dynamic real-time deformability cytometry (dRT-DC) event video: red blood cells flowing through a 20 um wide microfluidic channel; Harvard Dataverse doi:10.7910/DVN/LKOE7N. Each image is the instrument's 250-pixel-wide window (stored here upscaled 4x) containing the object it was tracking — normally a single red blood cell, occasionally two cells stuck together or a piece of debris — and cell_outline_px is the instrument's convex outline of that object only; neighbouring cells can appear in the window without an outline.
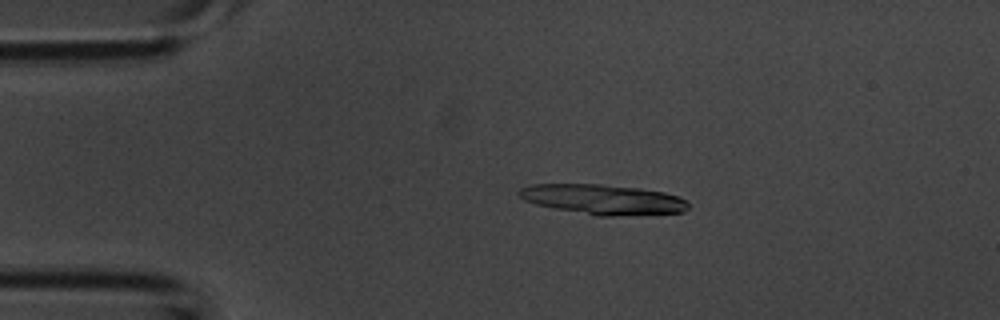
{"species": "common noctule bat (a hibernating species)", "species_latin": "Nyctalus noctula", "temperature_condition": "room temperature", "stored_images_in_passage": 41, "segment_of_instrument_passage": [1, 2], "camera_frame_rate_fps": 3000, "um_per_image_px": 0.085, "animal": {"sex": "male", "body_mass_g": 20.1, "forearm_length_mm": 53.5}, "frame": {"image": 1, "passage_image": 7, "time_ms": 2.0, "image_size_px": [1000, 320], "cell_outline_px": [[688, 208], [684, 212], [612, 216], [596, 216], [536, 204], [524, 200], [516, 192], [520, 188], [532, 184], [600, 184], [640, 188], [664, 192], [676, 196], [684, 200], [688, 204]], "centroid_in_image_um": [51.23, 16.94], "position_along_channel_um": 33.8, "area_um2": 29.42}}